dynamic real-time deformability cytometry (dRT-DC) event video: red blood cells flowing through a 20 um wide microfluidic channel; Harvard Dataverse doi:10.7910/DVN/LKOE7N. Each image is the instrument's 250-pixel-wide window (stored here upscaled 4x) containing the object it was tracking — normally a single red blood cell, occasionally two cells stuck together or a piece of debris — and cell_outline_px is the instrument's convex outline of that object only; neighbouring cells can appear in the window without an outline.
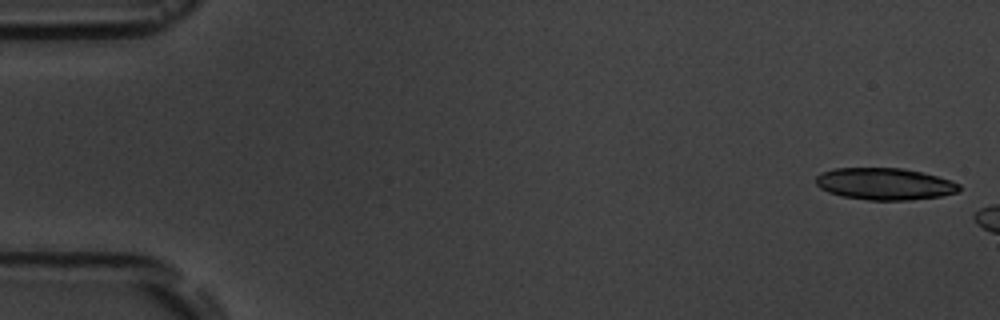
{"species": "common noctule bat (a hibernating species)", "species_latin": "Nyctalus noctula", "temperature_condition": "room temperature", "stored_images_in_passage": 3, "camera_frame_rate_fps": 3000, "um_per_image_px": 0.085, "animal": {"sex": "male", "body_mass_g": 19.5, "forearm_length_mm": 54.6}, "frame": {"image": 1, "passage_image": 1, "time_ms": 0.0, "image_size_px": [1000, 320], "cell_outline_px": [[960, 188], [956, 192], [940, 196], [908, 200], [868, 200], [840, 196], [828, 192], [820, 188], [816, 184], [816, 176], [820, 172], [836, 168], [904, 168], [952, 180], [960, 184]], "centroid_in_image_um": [75.16, 15.63], "position_along_channel_um": 9.8, "area_um2": 26.65}}